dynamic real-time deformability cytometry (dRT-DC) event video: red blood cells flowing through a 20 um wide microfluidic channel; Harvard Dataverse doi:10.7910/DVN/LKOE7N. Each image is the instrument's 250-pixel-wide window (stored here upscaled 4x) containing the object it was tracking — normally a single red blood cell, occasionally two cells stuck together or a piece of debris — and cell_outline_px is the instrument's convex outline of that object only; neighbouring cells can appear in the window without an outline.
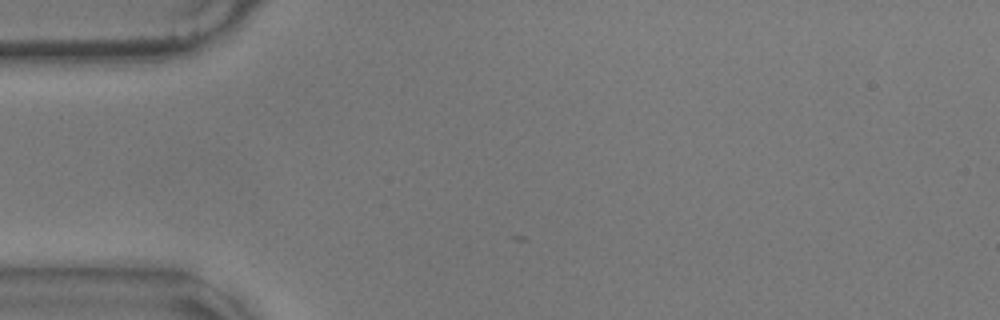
{"species": "common noctule bat (a hibernating species)", "species_latin": "Nyctalus noctula", "temperature_condition": "warm", "stored_images_in_passage": 2, "camera_frame_rate_fps": 3000, "um_per_image_px": 0.085, "animal": {"sex": "male", "body_mass_g": 17.9}, "frame": {"image": 1, "passage_image": 1, "time_ms": 0.0, "image_size_px": [1000, 320], "cell_outline_px": [[184, 40], [180, 44], [144, 48], [60, 52], [28, 44], [32, 40], [168, 36]], "centroid_in_image_um": [8.94, 3.7], "position_along_channel_um": 76.1, "area_um2": 11.68}}